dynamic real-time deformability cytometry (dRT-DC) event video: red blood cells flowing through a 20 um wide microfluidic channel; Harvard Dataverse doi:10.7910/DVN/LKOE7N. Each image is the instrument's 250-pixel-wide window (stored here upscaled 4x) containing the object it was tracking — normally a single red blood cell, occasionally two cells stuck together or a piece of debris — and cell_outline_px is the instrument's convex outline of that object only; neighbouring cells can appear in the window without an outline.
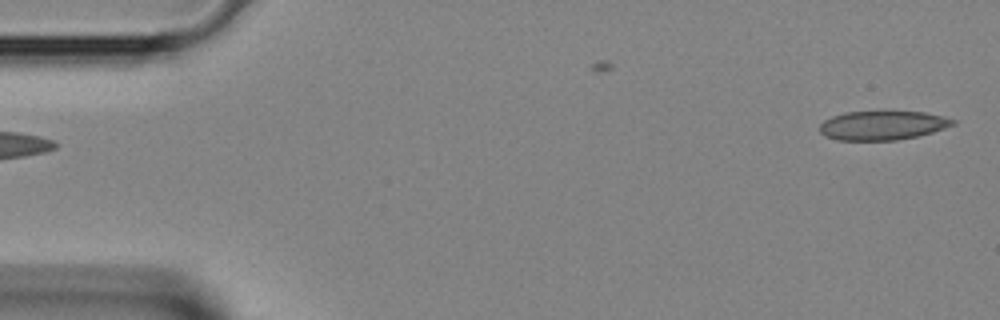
{"species": "Egyptian fruit bat (a non-hibernating species)", "species_latin": "Rousettus aegyptiacus", "temperature_condition": "room temperature", "stored_images_in_passage": 4, "camera_frame_rate_fps": 3000, "um_per_image_px": 0.085, "animal": {"sex": "female"}, "frame": {"image": 1, "passage_image": 1, "time_ms": 0.0, "image_size_px": [1000, 320], "cell_outline_px": [[956, 124], [932, 132], [916, 136], [896, 140], [836, 140], [824, 136], [820, 132], [820, 124], [824, 120], [832, 116], [844, 112], [924, 112], [944, 116], [956, 120]], "centroid_in_image_um": [75.0, 10.66], "position_along_channel_um": 10.0, "area_um2": 22.48}}
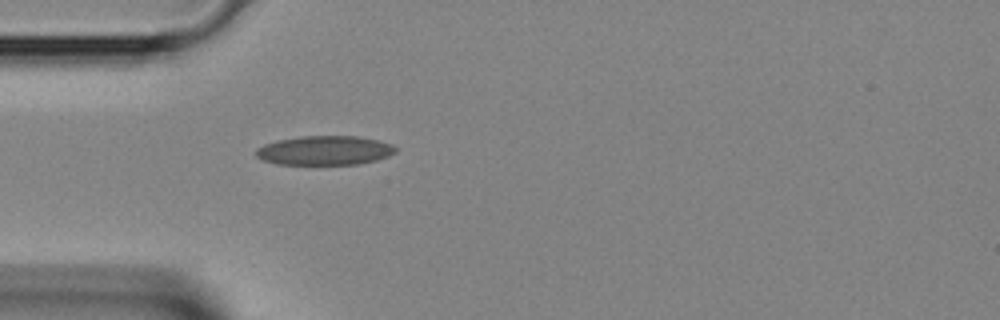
{"frame": {"image": 2, "passage_image": 4, "time_ms": 1.0, "image_size_px": [1000, 320], "cell_outline_px": [[396, 152], [388, 156], [376, 160], [356, 164], [276, 164], [264, 160], [256, 156], [256, 148], [264, 144], [276, 140], [300, 136], [356, 136], [380, 140], [392, 144], [396, 148]], "centroid_in_image_um": [27.6, 12.78], "position_along_channel_um": 57.4, "area_um2": 23.81}}